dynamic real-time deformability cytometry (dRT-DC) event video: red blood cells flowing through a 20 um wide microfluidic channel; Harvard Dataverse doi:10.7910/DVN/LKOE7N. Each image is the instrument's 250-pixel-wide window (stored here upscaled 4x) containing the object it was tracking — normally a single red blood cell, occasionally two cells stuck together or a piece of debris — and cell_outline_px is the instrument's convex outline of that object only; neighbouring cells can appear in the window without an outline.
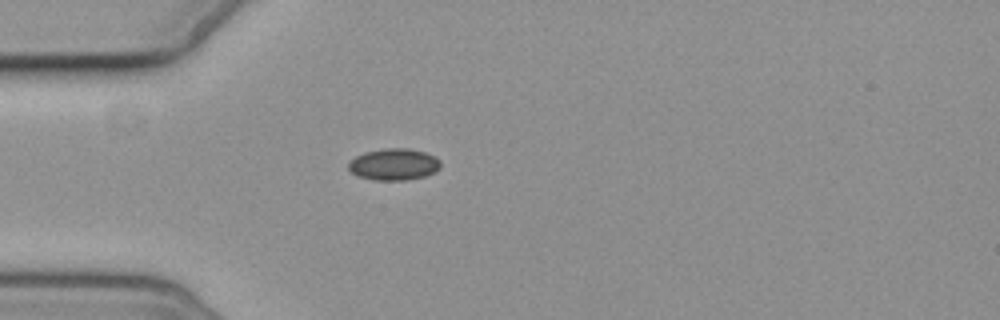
{"species": "common noctule bat (a hibernating species)", "species_latin": "Nyctalus noctula", "temperature_condition": "cold", "stored_images_in_passage": 2, "camera_frame_rate_fps": 3000, "um_per_image_px": 0.085, "animal": {"sex": "female", "body_mass_g": 19.3, "forearm_length_mm": 54.1}, "frame": {"image": 1, "passage_image": 1, "time_ms": 0.0, "image_size_px": [1000, 320], "cell_outline_px": [[440, 168], [436, 172], [424, 176], [408, 180], [376, 180], [356, 176], [348, 168], [348, 164], [356, 156], [364, 152], [384, 148], [408, 148], [424, 152], [436, 156], [440, 160]], "centroid_in_image_um": [33.5, 13.97], "position_along_channel_um": 51.5, "area_um2": 17.11}}